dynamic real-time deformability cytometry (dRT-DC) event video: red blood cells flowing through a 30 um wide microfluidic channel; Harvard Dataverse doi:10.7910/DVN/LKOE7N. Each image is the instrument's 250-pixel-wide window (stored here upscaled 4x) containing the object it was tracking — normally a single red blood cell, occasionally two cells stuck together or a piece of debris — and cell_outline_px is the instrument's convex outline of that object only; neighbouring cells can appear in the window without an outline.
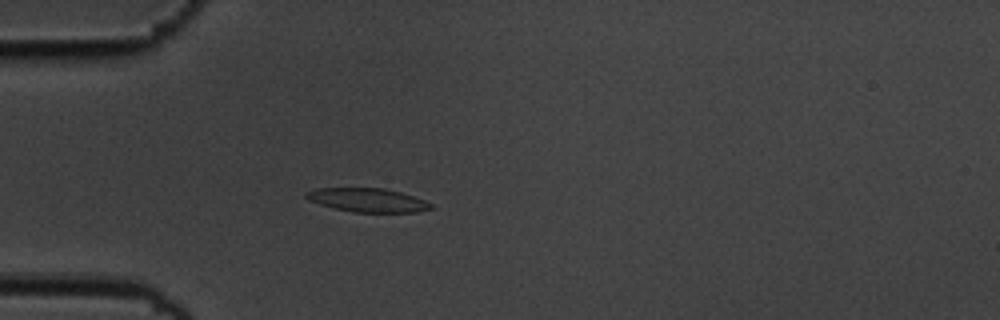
{"species": "common noctule bat (a hibernating species)", "species_latin": "Nyctalus noctula", "temperature_condition": "cold", "stored_images_in_passage": 5, "camera_frame_rate_fps": 3000, "um_per_image_px": 0.085, "animal": {"sex": "male", "body_mass_g": 19.5, "forearm_length_mm": 54.6}, "frame": {"image": 1, "passage_image": 5, "time_ms": 1.333, "image_size_px": [1000, 320], "cell_outline_px": [[436, 208], [416, 212], [352, 212], [320, 204], [308, 200], [304, 196], [304, 192], [316, 188], [384, 188], [400, 192], [424, 200], [432, 204]], "centroid_in_image_um": [31.24, 17.0], "position_along_channel_um": 53.8, "area_um2": 17.28}}